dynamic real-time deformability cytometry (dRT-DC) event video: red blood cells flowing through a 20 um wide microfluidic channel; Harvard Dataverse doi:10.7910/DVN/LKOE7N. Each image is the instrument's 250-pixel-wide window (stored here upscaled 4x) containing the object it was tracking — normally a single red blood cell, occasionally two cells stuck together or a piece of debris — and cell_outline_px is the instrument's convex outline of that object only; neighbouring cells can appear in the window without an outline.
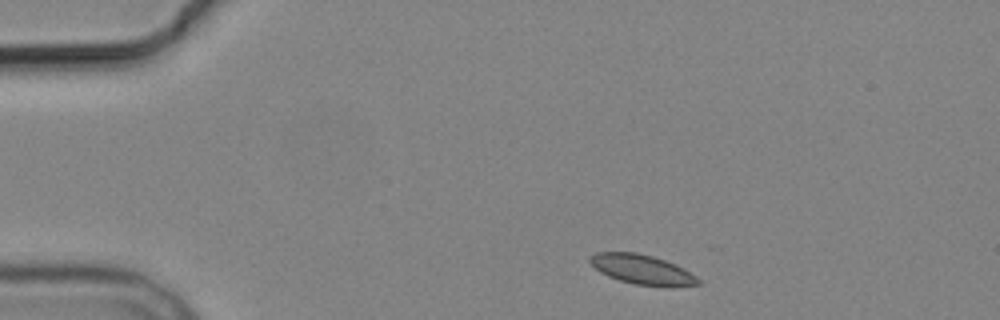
{"species": "common noctule bat (a hibernating species)", "species_latin": "Nyctalus noctula", "temperature_condition": "cold", "stored_images_in_passage": 3, "camera_frame_rate_fps": 3000, "um_per_image_px": 0.085, "animal": {"sex": "male", "body_mass_g": 19.2, "forearm_length_mm": 51.8}, "frame": {"image": 1, "passage_image": 1, "time_ms": 0.0, "image_size_px": [1000, 320], "cell_outline_px": [[700, 284], [668, 288], [636, 284], [620, 280], [608, 276], [600, 272], [588, 260], [588, 256], [596, 252], [636, 252], [652, 256], [664, 260], [696, 276], [700, 280]], "centroid_in_image_um": [54.55, 22.92], "position_along_channel_um": 30.4, "area_um2": 18.61}}